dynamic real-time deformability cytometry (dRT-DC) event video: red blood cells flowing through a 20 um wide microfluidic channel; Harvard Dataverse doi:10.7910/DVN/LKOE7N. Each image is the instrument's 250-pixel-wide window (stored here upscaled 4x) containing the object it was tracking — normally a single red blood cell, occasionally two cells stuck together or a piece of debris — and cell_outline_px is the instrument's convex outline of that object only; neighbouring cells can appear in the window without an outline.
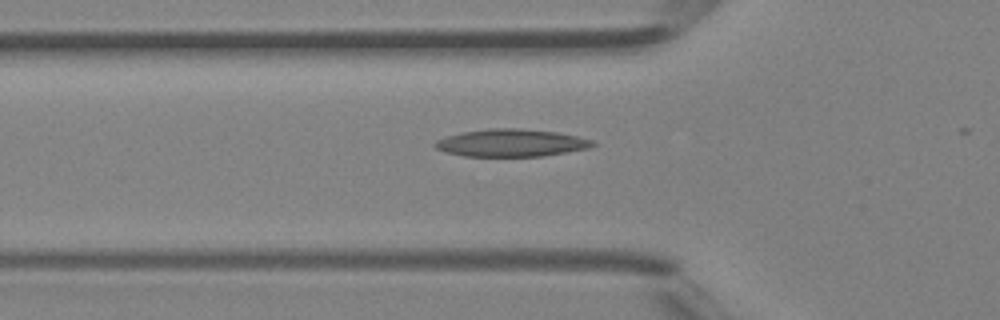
{"species": "Egyptian fruit bat (a non-hibernating species)", "species_latin": "Rousettus aegyptiacus", "temperature_condition": "room temperature", "stored_images_in_passage": 26, "camera_frame_rate_fps": 3000, "um_per_image_px": 0.085, "animal": {"sex": "female"}, "frame": {"image": 1, "passage_image": 2, "time_ms": 0.333, "image_size_px": [1000, 320], "cell_outline_px": [[596, 144], [588, 148], [568, 152], [544, 156], [464, 156], [444, 152], [436, 148], [432, 144], [436, 140], [460, 132], [492, 128], [516, 128], [556, 132], [576, 136], [592, 140]], "centroid_in_image_um": [43.42, 12.15], "position_along_channel_um": 82.4, "area_um2": 25.2}}
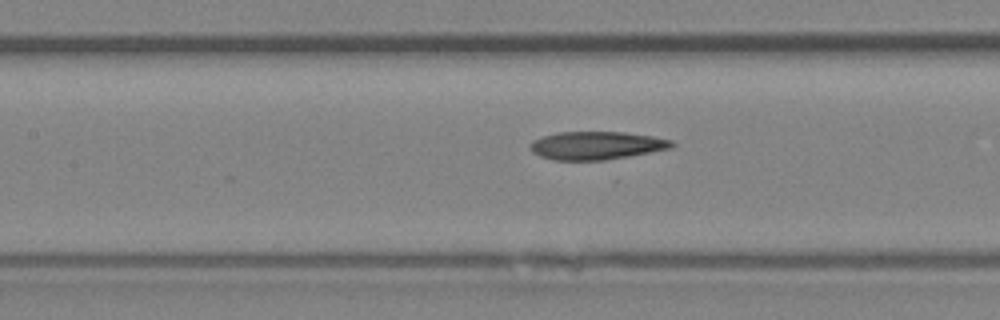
{"frame": {"image": 2, "passage_image": 7, "time_ms": 2.0, "image_size_px": [1000, 320], "cell_outline_px": [[676, 144], [672, 148], [628, 156], [604, 160], [556, 160], [540, 156], [532, 152], [528, 148], [528, 144], [532, 140], [556, 132], [624, 132], [652, 136], [672, 140]], "centroid_in_image_um": [50.67, 12.36], "position_along_channel_um": 156.7, "area_um2": 23.24}}
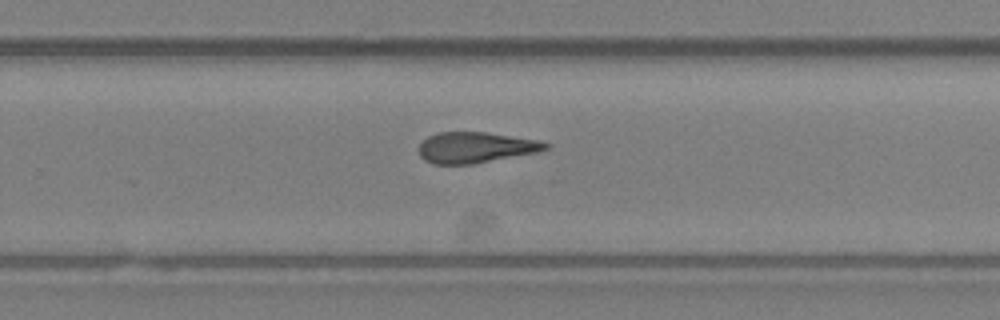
{"frame": {"image": 3, "passage_image": 16, "time_ms": 5.0, "image_size_px": [1000, 320], "cell_outline_px": [[552, 144], [548, 148], [540, 152], [472, 164], [436, 164], [424, 160], [420, 156], [416, 148], [428, 136], [440, 132], [488, 132], [536, 140]], "centroid_in_image_um": [40.42, 12.54], "position_along_channel_um": 289.4, "area_um2": 22.89}, "authors_computed_cell_mechanics": {"area_um2": 23.2356, "velocity_mm_per_s": 4.4514, "shape_relaxation_time_tau1_ms": null, "shape_relaxation_time_tau2_ms": 3.482, "deformation_change_tau1": null, "deformation_change_tau2": 0.1421}}